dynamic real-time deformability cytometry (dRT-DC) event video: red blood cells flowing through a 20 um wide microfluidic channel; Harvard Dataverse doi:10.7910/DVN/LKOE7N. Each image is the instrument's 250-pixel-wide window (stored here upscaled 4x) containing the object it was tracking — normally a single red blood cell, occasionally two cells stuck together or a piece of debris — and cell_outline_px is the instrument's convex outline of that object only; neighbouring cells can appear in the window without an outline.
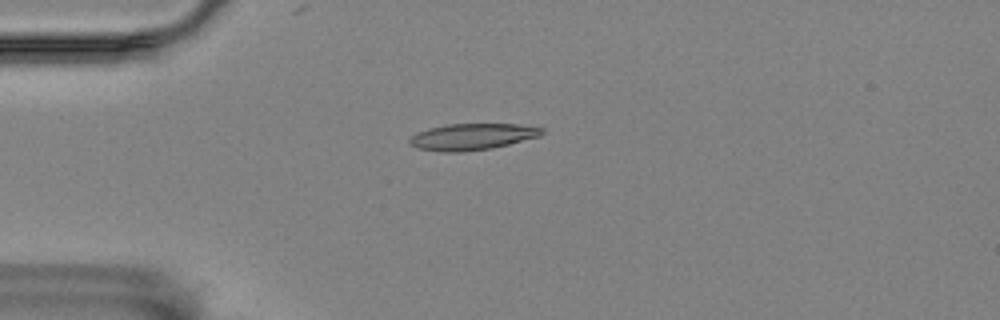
{"species": "Egyptian fruit bat (a non-hibernating species)", "species_latin": "Rousettus aegyptiacus", "temperature_condition": "room temperature", "stored_images_in_passage": 58, "camera_frame_rate_fps": 3000, "um_per_image_px": 0.085, "animal": {"sex": "female"}, "frame": {"image": 1, "passage_image": 15, "time_ms": 4.667, "image_size_px": [1000, 320], "cell_outline_px": [[544, 132], [540, 136], [492, 148], [460, 152], [444, 152], [416, 148], [408, 140], [416, 132], [428, 128], [448, 124], [516, 124], [544, 128]], "centroid_in_image_um": [40.12, 11.62], "position_along_channel_um": 44.9, "area_um2": 20.29}}
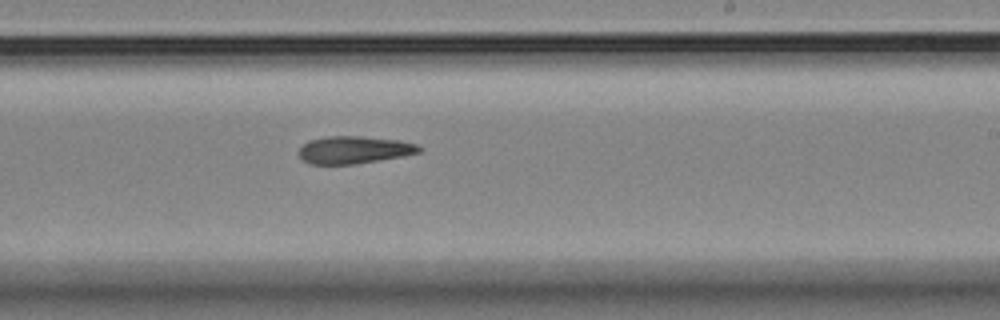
{"frame": {"image": 2, "passage_image": 35, "time_ms": 11.333, "image_size_px": [1000, 320], "cell_outline_px": [[420, 152], [400, 156], [356, 164], [308, 164], [300, 160], [300, 148], [308, 140], [328, 136], [364, 136], [400, 140], [416, 144], [420, 148]], "centroid_in_image_um": [30.05, 12.73], "position_along_channel_um": 259.0, "area_um2": 19.19}}
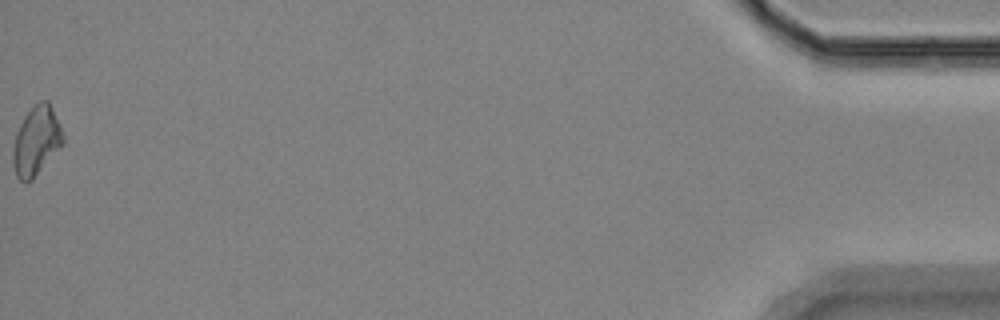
{"frame": {"image": 3, "passage_image": 58, "time_ms": 19.0, "image_size_px": [1000, 320], "cell_outline_px": [[64, 144], [32, 180], [24, 184], [16, 176], [12, 164], [12, 152], [16, 132], [24, 116], [40, 100], [48, 100], [52, 108], [64, 136]], "centroid_in_image_um": [3.07, 12.02], "position_along_channel_um": 432.1, "area_um2": 20.17}}